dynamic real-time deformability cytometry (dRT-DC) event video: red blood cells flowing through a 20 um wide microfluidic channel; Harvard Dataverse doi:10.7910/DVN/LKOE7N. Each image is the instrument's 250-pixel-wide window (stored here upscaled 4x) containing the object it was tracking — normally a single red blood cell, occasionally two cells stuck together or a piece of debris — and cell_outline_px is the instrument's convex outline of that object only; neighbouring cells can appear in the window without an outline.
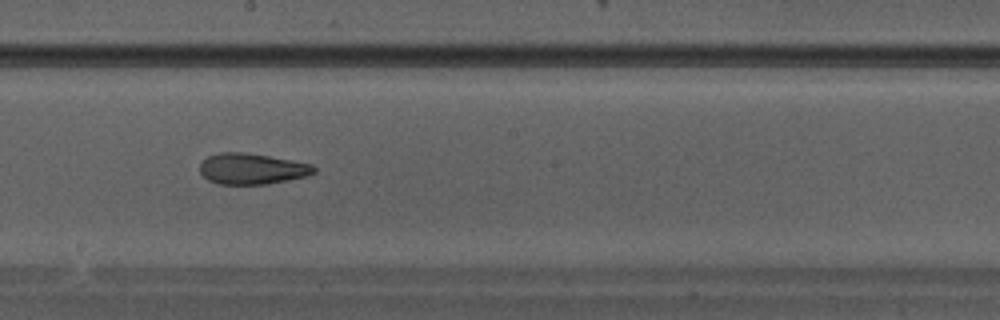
{"species": "Egyptian fruit bat (a non-hibernating species)", "species_latin": "Rousettus aegyptiacus", "temperature_condition": "warm", "stored_images_in_passage": 35, "camera_frame_rate_fps": 3000, "um_per_image_px": 0.085, "animal": {"sex": "male"}, "frame": {"image": 1, "passage_image": 20, "time_ms": 6.333, "image_size_px": [1000, 320], "cell_outline_px": [[316, 172], [308, 176], [268, 184], [220, 184], [208, 180], [200, 172], [200, 164], [208, 156], [220, 152], [244, 152], [268, 156], [312, 164], [316, 168]], "centroid_in_image_um": [21.43, 14.35], "position_along_channel_um": 226.8, "area_um2": 20.52}}